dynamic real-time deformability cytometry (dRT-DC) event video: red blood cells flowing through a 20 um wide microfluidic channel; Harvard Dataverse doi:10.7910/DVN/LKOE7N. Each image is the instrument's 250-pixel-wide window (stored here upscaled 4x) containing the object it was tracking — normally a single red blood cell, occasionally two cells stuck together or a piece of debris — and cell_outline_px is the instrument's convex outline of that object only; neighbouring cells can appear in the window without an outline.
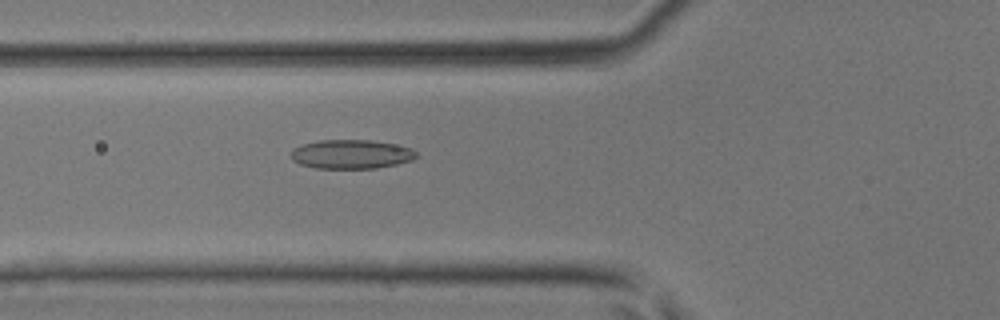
{"species": "common noctule bat (a hibernating species)", "species_latin": "Nyctalus noctula", "temperature_condition": "room temperature", "stored_images_in_passage": 33, "camera_frame_rate_fps": 3000, "um_per_image_px": 0.085, "animal": {"sex": "male", "body_mass_g": 17.9, "forearm_length_mm": 54.2}, "frame": {"image": 1, "passage_image": 6, "time_ms": 1.667, "image_size_px": [1000, 320], "cell_outline_px": [[416, 156], [412, 160], [396, 164], [376, 168], [316, 168], [300, 164], [292, 160], [292, 148], [300, 144], [320, 140], [372, 140], [412, 148], [416, 152]], "centroid_in_image_um": [29.82, 13.1], "position_along_channel_um": 96.0, "area_um2": 21.15}}
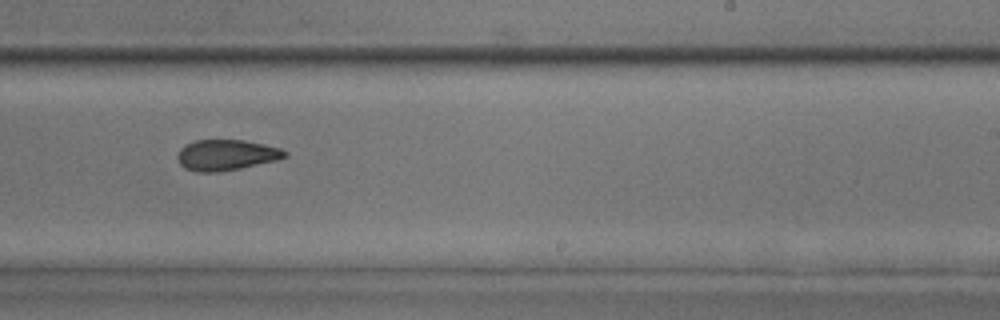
{"frame": {"image": 2, "passage_image": 17, "time_ms": 5.333, "image_size_px": [1000, 320], "cell_outline_px": [[288, 156], [276, 160], [240, 168], [216, 172], [196, 172], [184, 168], [176, 160], [176, 156], [180, 148], [196, 140], [244, 140], [264, 144], [280, 148], [288, 152]], "centroid_in_image_um": [19.21, 13.18], "position_along_channel_um": 269.8, "area_um2": 19.25}}
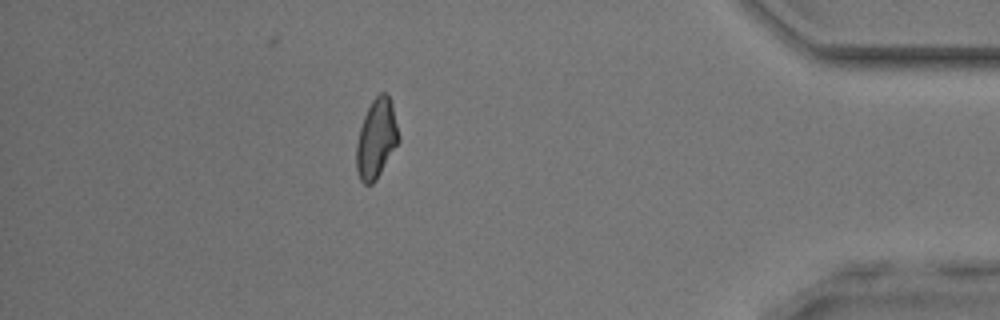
{"frame": {"image": 3, "passage_image": 28, "time_ms": 9.0, "image_size_px": [1000, 320], "cell_outline_px": [[400, 140], [376, 180], [372, 184], [364, 184], [360, 180], [356, 168], [356, 144], [360, 128], [364, 116], [372, 100], [380, 92], [384, 92], [388, 96], [392, 104], [400, 136]], "centroid_in_image_um": [31.99, 11.8], "position_along_channel_um": 403.2, "area_um2": 19.48}}